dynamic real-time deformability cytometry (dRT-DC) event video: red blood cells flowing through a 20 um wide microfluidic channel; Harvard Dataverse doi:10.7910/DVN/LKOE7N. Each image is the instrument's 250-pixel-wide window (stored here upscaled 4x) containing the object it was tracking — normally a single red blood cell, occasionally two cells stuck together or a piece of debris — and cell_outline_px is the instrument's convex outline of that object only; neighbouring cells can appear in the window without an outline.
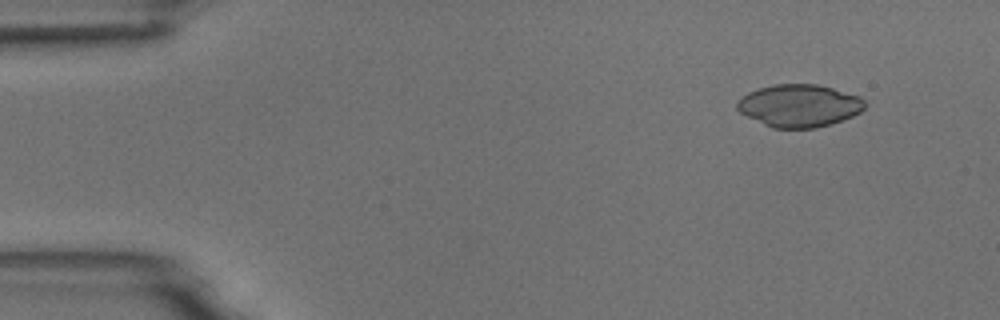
{"species": "common noctule bat (a hibernating species)", "species_latin": "Nyctalus noctula", "temperature_condition": "room temperature", "stored_images_in_passage": 3, "camera_frame_rate_fps": 3000, "um_per_image_px": 0.085, "animal": {"sex": "male", "body_mass_g": 18.8}, "frame": {"image": 1, "passage_image": 1, "time_ms": 0.0, "image_size_px": [1000, 320], "cell_outline_px": [[864, 108], [860, 112], [852, 116], [816, 128], [772, 128], [740, 112], [736, 108], [736, 104], [748, 92], [772, 84], [816, 84], [832, 88], [860, 96], [864, 100]], "centroid_in_image_um": [67.93, 8.97], "position_along_channel_um": 17.1, "area_um2": 31.27}}